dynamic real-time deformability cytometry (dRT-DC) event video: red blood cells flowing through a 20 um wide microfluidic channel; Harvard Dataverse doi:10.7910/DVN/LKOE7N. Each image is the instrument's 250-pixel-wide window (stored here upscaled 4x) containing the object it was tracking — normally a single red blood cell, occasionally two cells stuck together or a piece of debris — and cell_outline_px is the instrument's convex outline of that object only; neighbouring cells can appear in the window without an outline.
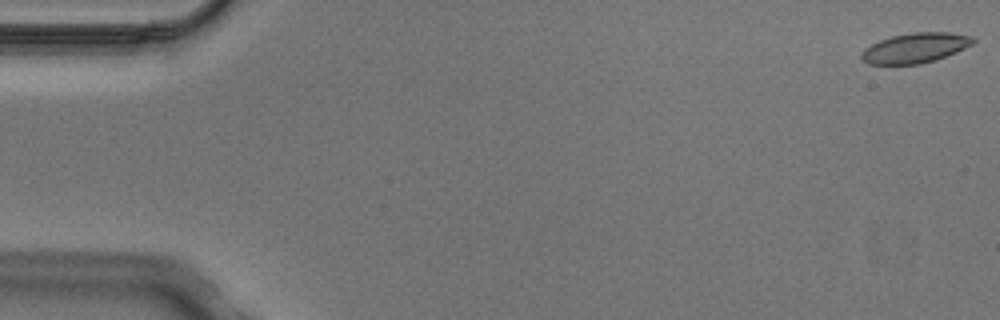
{"species": "Egyptian fruit bat (a non-hibernating species)", "species_latin": "Rousettus aegyptiacus", "temperature_condition": "cold", "stored_images_in_passage": 5, "camera_frame_rate_fps": 3000, "um_per_image_px": 0.085, "animal": {"sex": "male"}, "frame": {"image": 1, "passage_image": 1, "time_ms": 0.0, "image_size_px": [1000, 320], "cell_outline_px": [[976, 40], [972, 44], [956, 52], [936, 60], [920, 64], [868, 64], [860, 56], [864, 48], [880, 40], [892, 36], [912, 32], [948, 32], [972, 36]], "centroid_in_image_um": [77.8, 4.07], "position_along_channel_um": 7.2, "area_um2": 19.42}}
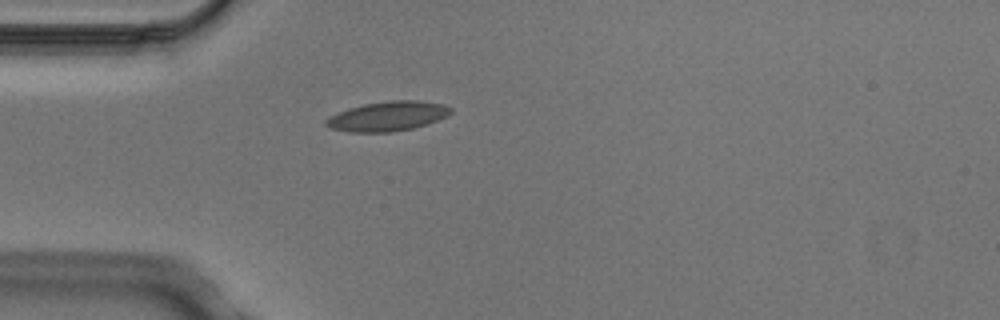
{"frame": {"image": 2, "passage_image": 5, "time_ms": 1.333, "image_size_px": [1000, 320], "cell_outline_px": [[452, 112], [448, 116], [412, 128], [392, 132], [348, 132], [328, 128], [324, 124], [324, 120], [328, 116], [348, 108], [364, 104], [392, 100], [416, 100], [444, 104], [452, 108]], "centroid_in_image_um": [32.9, 9.88], "position_along_channel_um": 52.1, "area_um2": 21.62}}